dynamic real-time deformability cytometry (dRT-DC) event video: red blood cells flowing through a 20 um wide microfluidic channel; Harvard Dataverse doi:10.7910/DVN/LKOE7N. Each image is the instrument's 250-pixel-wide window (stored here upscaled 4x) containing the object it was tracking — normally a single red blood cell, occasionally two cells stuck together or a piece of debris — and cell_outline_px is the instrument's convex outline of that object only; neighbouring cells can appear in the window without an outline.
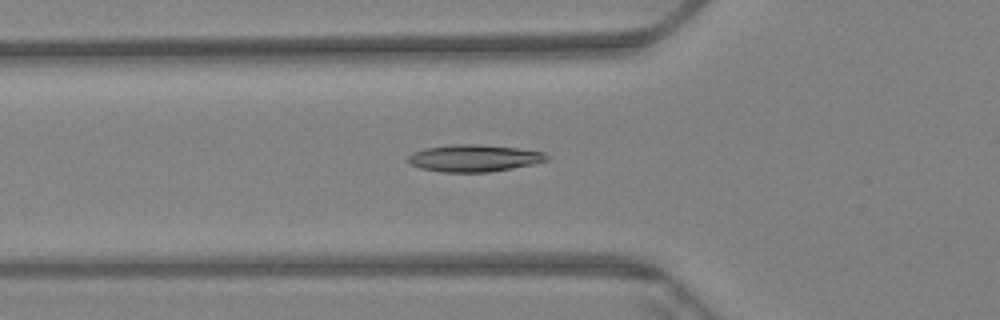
{"species": "Egyptian fruit bat (a non-hibernating species)", "species_latin": "Rousettus aegyptiacus", "temperature_condition": "warm", "stored_images_in_passage": 59, "camera_frame_rate_fps": 3000, "um_per_image_px": 0.085, "animal": {"sex": "female"}, "frame": {"image": 1, "passage_image": 22, "time_ms": 7.0, "image_size_px": [1000, 320], "cell_outline_px": [[548, 160], [532, 164], [512, 168], [488, 172], [440, 172], [420, 168], [412, 164], [408, 160], [408, 156], [412, 152], [424, 148], [452, 144], [480, 144], [516, 148], [544, 152], [548, 156]], "centroid_in_image_um": [40.27, 13.44], "position_along_channel_um": 85.5, "area_um2": 21.79}}
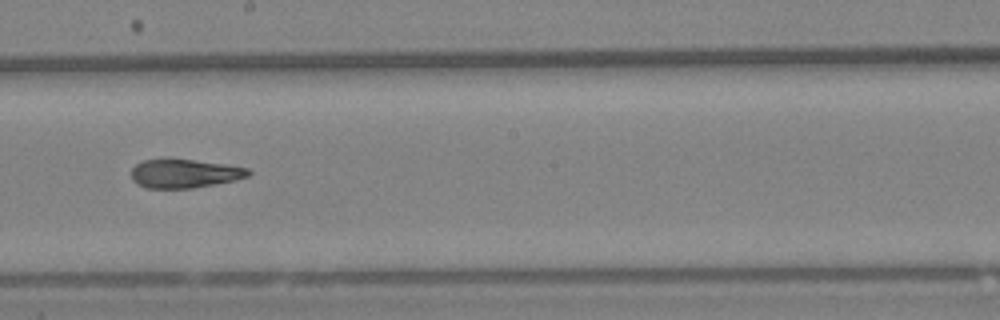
{"frame": {"image": 2, "passage_image": 35, "time_ms": 11.333, "image_size_px": [1000, 320], "cell_outline_px": [[252, 172], [248, 176], [236, 180], [216, 184], [192, 188], [148, 188], [136, 184], [132, 180], [132, 168], [136, 164], [144, 160], [164, 156], [224, 164], [248, 168]], "centroid_in_image_um": [15.65, 14.72], "position_along_channel_um": 232.6, "area_um2": 20.11}}
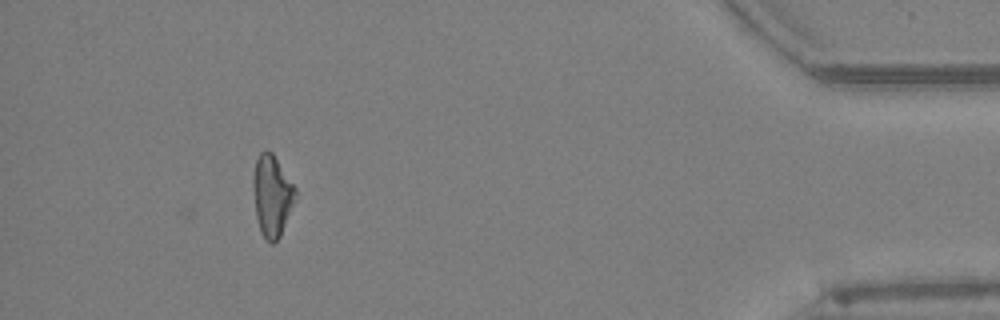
{"frame": {"image": 3, "passage_image": 56, "time_ms": 18.333, "image_size_px": [1000, 320], "cell_outline_px": [[296, 192], [292, 204], [280, 236], [272, 244], [260, 232], [256, 216], [252, 188], [252, 176], [256, 160], [260, 152], [264, 148], [272, 152], [296, 188]], "centroid_in_image_um": [23.08, 16.58], "position_along_channel_um": 412.1, "area_um2": 19.77}, "authors_computed_cell_mechanics": {"area_um2": 20.6924, "velocity_mm_per_s": 3.4018, "shape_relaxation_time_tau1_ms": null, "shape_relaxation_time_tau2_ms": 3.5216, "deformation_change_tau1": null, "deformation_change_tau2": 0.0988}}